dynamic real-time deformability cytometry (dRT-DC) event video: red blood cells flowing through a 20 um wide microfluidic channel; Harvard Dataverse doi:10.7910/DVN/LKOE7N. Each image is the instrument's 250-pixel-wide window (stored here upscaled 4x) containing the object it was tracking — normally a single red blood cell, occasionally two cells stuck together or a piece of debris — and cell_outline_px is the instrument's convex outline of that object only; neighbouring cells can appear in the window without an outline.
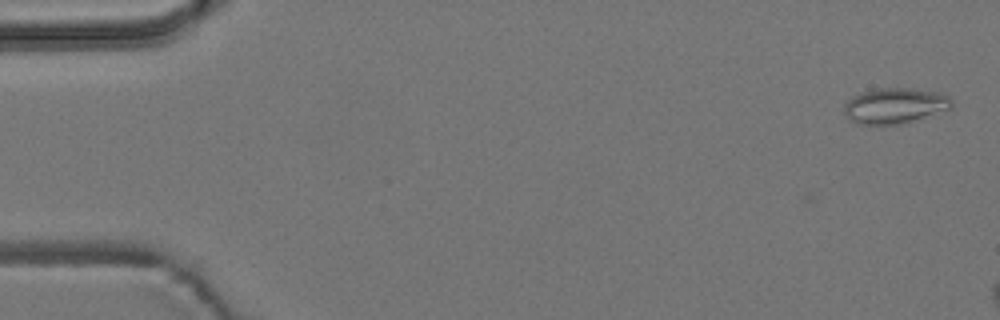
{"species": "common noctule bat (a hibernating species)", "species_latin": "Nyctalus noctula", "temperature_condition": "room temperature", "stored_images_in_passage": 4, "camera_frame_rate_fps": 3000, "um_per_image_px": 0.085, "animal": {"sex": "male", "body_mass_g": 19.2, "forearm_length_mm": 51.8}, "frame": {"image": 1, "passage_image": 1, "time_ms": 0.0, "image_size_px": [1000, 320], "cell_outline_px": [[952, 104], [948, 108], [900, 124], [856, 124], [844, 116], [844, 104], [852, 96], [864, 92], [880, 88], [908, 88], [936, 92], [948, 96], [952, 100]], "centroid_in_image_um": [75.97, 8.98], "position_along_channel_um": 9.0, "area_um2": 21.79}}